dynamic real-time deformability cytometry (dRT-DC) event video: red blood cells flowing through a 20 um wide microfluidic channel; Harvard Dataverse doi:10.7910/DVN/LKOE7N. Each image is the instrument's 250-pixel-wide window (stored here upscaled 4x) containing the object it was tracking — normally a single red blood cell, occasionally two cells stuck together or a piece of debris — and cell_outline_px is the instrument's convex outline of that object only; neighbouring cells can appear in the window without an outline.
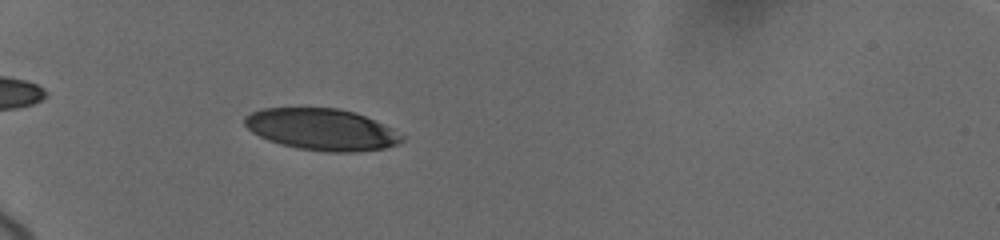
{"species": "human", "species_latin": "Homo sapiens", "temperature_condition": "cold", "stored_images_in_passage": 9, "camera_frame_rate_fps": 3000, "um_per_image_px": 0.085, "donor": {"sex": "female"}, "frame": {"image": 1, "passage_image": 7, "time_ms": 5.667, "image_size_px": [1000, 240], "cell_outline_px": [[404, 140], [396, 144], [384, 148], [356, 152], [328, 152], [296, 148], [280, 144], [268, 140], [252, 132], [244, 124], [244, 116], [252, 112], [264, 108], [336, 108], [356, 112], [392, 128], [404, 136]], "centroid_in_image_um": [27.34, 11.0], "position_along_channel_um": 57.7, "area_um2": 38.09}}
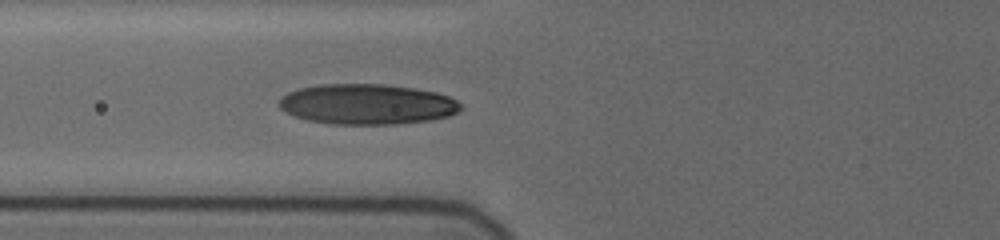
{"frame": {"image": 2, "passage_image": 9, "time_ms": 7.333, "image_size_px": [1000, 240], "cell_outline_px": [[464, 108], [460, 112], [448, 116], [428, 120], [392, 124], [332, 124], [308, 120], [296, 116], [280, 108], [276, 104], [288, 92], [300, 88], [320, 84], [384, 84], [412, 88], [436, 92], [448, 96], [456, 100]], "centroid_in_image_um": [31.22, 8.85], "position_along_channel_um": 94.6, "area_um2": 42.6}}